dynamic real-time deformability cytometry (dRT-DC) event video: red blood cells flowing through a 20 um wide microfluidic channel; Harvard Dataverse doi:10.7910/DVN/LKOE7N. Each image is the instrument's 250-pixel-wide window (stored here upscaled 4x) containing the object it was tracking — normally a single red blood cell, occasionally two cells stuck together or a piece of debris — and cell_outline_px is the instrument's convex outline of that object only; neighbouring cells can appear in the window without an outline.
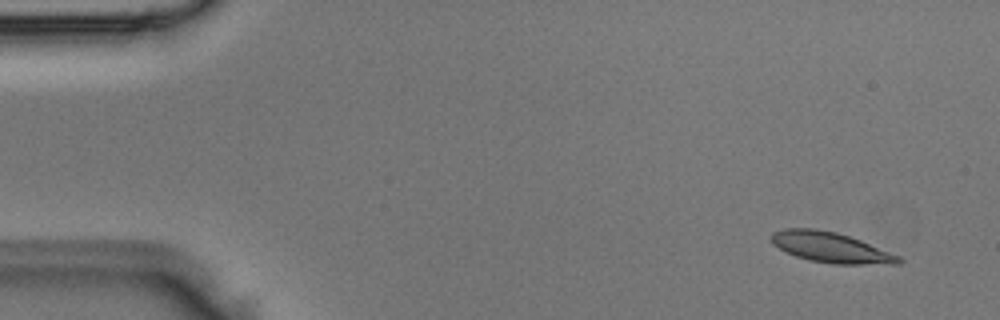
{"species": "Egyptian fruit bat (a non-hibernating species)", "species_latin": "Rousettus aegyptiacus", "temperature_condition": "room temperature", "stored_images_in_passage": 3, "camera_frame_rate_fps": 3000, "um_per_image_px": 0.085, "animal": {"sex": "male"}, "frame": {"image": 1, "passage_image": 1, "time_ms": 0.0, "image_size_px": [1000, 320], "cell_outline_px": [[904, 260], [900, 264], [832, 264], [808, 260], [796, 256], [772, 244], [768, 236], [772, 232], [784, 228], [812, 228], [836, 232], [860, 240], [900, 256]], "centroid_in_image_um": [70.59, 21.03], "position_along_channel_um": 14.4, "area_um2": 22.6}}